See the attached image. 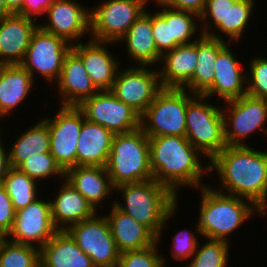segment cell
<instances>
[{
    "mask_svg": "<svg viewBox=\"0 0 267 267\" xmlns=\"http://www.w3.org/2000/svg\"><path fill=\"white\" fill-rule=\"evenodd\" d=\"M199 189L202 196L199 220L194 233H199L207 240L229 241V234L234 233L245 221L252 218L255 211L259 212V215H266L247 199L228 195L225 191L212 189L207 184Z\"/></svg>",
    "mask_w": 267,
    "mask_h": 267,
    "instance_id": "277c9868",
    "label": "cell"
},
{
    "mask_svg": "<svg viewBox=\"0 0 267 267\" xmlns=\"http://www.w3.org/2000/svg\"><path fill=\"white\" fill-rule=\"evenodd\" d=\"M115 190L122 192L126 205L118 200L113 205L146 226L161 242L167 221L178 210V196L154 179L120 184L114 187Z\"/></svg>",
    "mask_w": 267,
    "mask_h": 267,
    "instance_id": "3957f363",
    "label": "cell"
},
{
    "mask_svg": "<svg viewBox=\"0 0 267 267\" xmlns=\"http://www.w3.org/2000/svg\"><path fill=\"white\" fill-rule=\"evenodd\" d=\"M40 267H95L66 230H58L40 248Z\"/></svg>",
    "mask_w": 267,
    "mask_h": 267,
    "instance_id": "d4e9b609",
    "label": "cell"
},
{
    "mask_svg": "<svg viewBox=\"0 0 267 267\" xmlns=\"http://www.w3.org/2000/svg\"><path fill=\"white\" fill-rule=\"evenodd\" d=\"M195 95L182 88H163L140 115V128L148 137H186L187 105Z\"/></svg>",
    "mask_w": 267,
    "mask_h": 267,
    "instance_id": "52a82bcc",
    "label": "cell"
},
{
    "mask_svg": "<svg viewBox=\"0 0 267 267\" xmlns=\"http://www.w3.org/2000/svg\"><path fill=\"white\" fill-rule=\"evenodd\" d=\"M0 267H40V249L5 239L0 246Z\"/></svg>",
    "mask_w": 267,
    "mask_h": 267,
    "instance_id": "d6a6232c",
    "label": "cell"
},
{
    "mask_svg": "<svg viewBox=\"0 0 267 267\" xmlns=\"http://www.w3.org/2000/svg\"><path fill=\"white\" fill-rule=\"evenodd\" d=\"M115 134L85 119L77 143V166L105 167Z\"/></svg>",
    "mask_w": 267,
    "mask_h": 267,
    "instance_id": "603a6c76",
    "label": "cell"
},
{
    "mask_svg": "<svg viewBox=\"0 0 267 267\" xmlns=\"http://www.w3.org/2000/svg\"><path fill=\"white\" fill-rule=\"evenodd\" d=\"M12 13L7 9L4 0H0V21H2L4 18H7Z\"/></svg>",
    "mask_w": 267,
    "mask_h": 267,
    "instance_id": "7dc6e473",
    "label": "cell"
},
{
    "mask_svg": "<svg viewBox=\"0 0 267 267\" xmlns=\"http://www.w3.org/2000/svg\"><path fill=\"white\" fill-rule=\"evenodd\" d=\"M39 25L18 14L0 21V61L4 65L20 64Z\"/></svg>",
    "mask_w": 267,
    "mask_h": 267,
    "instance_id": "ffe728a7",
    "label": "cell"
},
{
    "mask_svg": "<svg viewBox=\"0 0 267 267\" xmlns=\"http://www.w3.org/2000/svg\"><path fill=\"white\" fill-rule=\"evenodd\" d=\"M149 155V137L140 127L115 134L105 166L112 185L116 187L153 179Z\"/></svg>",
    "mask_w": 267,
    "mask_h": 267,
    "instance_id": "5b68a950",
    "label": "cell"
},
{
    "mask_svg": "<svg viewBox=\"0 0 267 267\" xmlns=\"http://www.w3.org/2000/svg\"><path fill=\"white\" fill-rule=\"evenodd\" d=\"M150 168L153 179L168 187L176 196L180 187L205 186L201 181L209 173L203 166L200 152L183 136L149 137ZM188 185V186H187Z\"/></svg>",
    "mask_w": 267,
    "mask_h": 267,
    "instance_id": "7a4b0ae2",
    "label": "cell"
},
{
    "mask_svg": "<svg viewBox=\"0 0 267 267\" xmlns=\"http://www.w3.org/2000/svg\"><path fill=\"white\" fill-rule=\"evenodd\" d=\"M57 92L62 98V106H79L99 90L92 83L81 58L70 49L65 55Z\"/></svg>",
    "mask_w": 267,
    "mask_h": 267,
    "instance_id": "d6986e66",
    "label": "cell"
},
{
    "mask_svg": "<svg viewBox=\"0 0 267 267\" xmlns=\"http://www.w3.org/2000/svg\"><path fill=\"white\" fill-rule=\"evenodd\" d=\"M30 178L41 182L51 176H61L65 179V172L57 164L55 158L49 153L36 154L22 162L18 167Z\"/></svg>",
    "mask_w": 267,
    "mask_h": 267,
    "instance_id": "d590c367",
    "label": "cell"
},
{
    "mask_svg": "<svg viewBox=\"0 0 267 267\" xmlns=\"http://www.w3.org/2000/svg\"><path fill=\"white\" fill-rule=\"evenodd\" d=\"M4 3L12 14H18L22 10L23 0H4Z\"/></svg>",
    "mask_w": 267,
    "mask_h": 267,
    "instance_id": "bcb514c9",
    "label": "cell"
},
{
    "mask_svg": "<svg viewBox=\"0 0 267 267\" xmlns=\"http://www.w3.org/2000/svg\"><path fill=\"white\" fill-rule=\"evenodd\" d=\"M249 64L250 72L248 70L246 74L247 94L264 99L267 96V58L256 56Z\"/></svg>",
    "mask_w": 267,
    "mask_h": 267,
    "instance_id": "f35d334b",
    "label": "cell"
},
{
    "mask_svg": "<svg viewBox=\"0 0 267 267\" xmlns=\"http://www.w3.org/2000/svg\"><path fill=\"white\" fill-rule=\"evenodd\" d=\"M82 6L75 0H56L46 12L49 22L39 26L71 45L79 43L80 37L91 32L90 11Z\"/></svg>",
    "mask_w": 267,
    "mask_h": 267,
    "instance_id": "2e32d148",
    "label": "cell"
},
{
    "mask_svg": "<svg viewBox=\"0 0 267 267\" xmlns=\"http://www.w3.org/2000/svg\"><path fill=\"white\" fill-rule=\"evenodd\" d=\"M225 104L227 105H225V109L222 107V113L226 145H247L243 140L256 130L267 135V127H263L267 122L265 99L245 94L238 99L225 102Z\"/></svg>",
    "mask_w": 267,
    "mask_h": 267,
    "instance_id": "9c48e42d",
    "label": "cell"
},
{
    "mask_svg": "<svg viewBox=\"0 0 267 267\" xmlns=\"http://www.w3.org/2000/svg\"><path fill=\"white\" fill-rule=\"evenodd\" d=\"M209 163L221 189L251 201L264 214L267 208V151L248 145H227Z\"/></svg>",
    "mask_w": 267,
    "mask_h": 267,
    "instance_id": "6da1fadb",
    "label": "cell"
},
{
    "mask_svg": "<svg viewBox=\"0 0 267 267\" xmlns=\"http://www.w3.org/2000/svg\"><path fill=\"white\" fill-rule=\"evenodd\" d=\"M37 183L18 168L10 167L2 181L15 211L27 207L38 199Z\"/></svg>",
    "mask_w": 267,
    "mask_h": 267,
    "instance_id": "4dcf8cb0",
    "label": "cell"
},
{
    "mask_svg": "<svg viewBox=\"0 0 267 267\" xmlns=\"http://www.w3.org/2000/svg\"><path fill=\"white\" fill-rule=\"evenodd\" d=\"M178 45L161 57L160 82L163 88H182L193 76L198 64V39Z\"/></svg>",
    "mask_w": 267,
    "mask_h": 267,
    "instance_id": "7402d4cb",
    "label": "cell"
},
{
    "mask_svg": "<svg viewBox=\"0 0 267 267\" xmlns=\"http://www.w3.org/2000/svg\"><path fill=\"white\" fill-rule=\"evenodd\" d=\"M233 54L228 44L218 53L213 84L202 95L208 98L218 95L223 102H228L247 94L246 73H242V67Z\"/></svg>",
    "mask_w": 267,
    "mask_h": 267,
    "instance_id": "ac0fdd59",
    "label": "cell"
},
{
    "mask_svg": "<svg viewBox=\"0 0 267 267\" xmlns=\"http://www.w3.org/2000/svg\"><path fill=\"white\" fill-rule=\"evenodd\" d=\"M148 0H105L90 9L92 38L95 41L119 42L147 9Z\"/></svg>",
    "mask_w": 267,
    "mask_h": 267,
    "instance_id": "ba28073f",
    "label": "cell"
},
{
    "mask_svg": "<svg viewBox=\"0 0 267 267\" xmlns=\"http://www.w3.org/2000/svg\"><path fill=\"white\" fill-rule=\"evenodd\" d=\"M155 4L161 6L162 9L152 14V33L157 51L163 55L174 49L172 8L162 4L159 0H155Z\"/></svg>",
    "mask_w": 267,
    "mask_h": 267,
    "instance_id": "e575fe53",
    "label": "cell"
},
{
    "mask_svg": "<svg viewBox=\"0 0 267 267\" xmlns=\"http://www.w3.org/2000/svg\"><path fill=\"white\" fill-rule=\"evenodd\" d=\"M6 239V236L3 235L1 232H0V246H1V243Z\"/></svg>",
    "mask_w": 267,
    "mask_h": 267,
    "instance_id": "c3c4849f",
    "label": "cell"
},
{
    "mask_svg": "<svg viewBox=\"0 0 267 267\" xmlns=\"http://www.w3.org/2000/svg\"><path fill=\"white\" fill-rule=\"evenodd\" d=\"M197 237L198 235L195 236V234L191 230H180L173 237L171 257L174 258V260L181 262L183 260H189V258L191 259V257L197 251L199 245Z\"/></svg>",
    "mask_w": 267,
    "mask_h": 267,
    "instance_id": "60d3db41",
    "label": "cell"
},
{
    "mask_svg": "<svg viewBox=\"0 0 267 267\" xmlns=\"http://www.w3.org/2000/svg\"><path fill=\"white\" fill-rule=\"evenodd\" d=\"M108 44L109 42L90 39L87 43L79 42L71 46L81 58L87 74L99 91L110 90L118 69H121L117 58L108 51Z\"/></svg>",
    "mask_w": 267,
    "mask_h": 267,
    "instance_id": "e0dca14e",
    "label": "cell"
},
{
    "mask_svg": "<svg viewBox=\"0 0 267 267\" xmlns=\"http://www.w3.org/2000/svg\"><path fill=\"white\" fill-rule=\"evenodd\" d=\"M65 180L97 211L113 193L114 186L105 167L75 166L65 172ZM102 203V204H101ZM100 205V206H99Z\"/></svg>",
    "mask_w": 267,
    "mask_h": 267,
    "instance_id": "cb8c5ba5",
    "label": "cell"
},
{
    "mask_svg": "<svg viewBox=\"0 0 267 267\" xmlns=\"http://www.w3.org/2000/svg\"><path fill=\"white\" fill-rule=\"evenodd\" d=\"M230 241L209 239L198 246L187 267H225L228 264Z\"/></svg>",
    "mask_w": 267,
    "mask_h": 267,
    "instance_id": "836d02e7",
    "label": "cell"
},
{
    "mask_svg": "<svg viewBox=\"0 0 267 267\" xmlns=\"http://www.w3.org/2000/svg\"><path fill=\"white\" fill-rule=\"evenodd\" d=\"M56 0H23L22 10L18 15L34 21L46 14L50 5Z\"/></svg>",
    "mask_w": 267,
    "mask_h": 267,
    "instance_id": "7bdbcfd3",
    "label": "cell"
},
{
    "mask_svg": "<svg viewBox=\"0 0 267 267\" xmlns=\"http://www.w3.org/2000/svg\"><path fill=\"white\" fill-rule=\"evenodd\" d=\"M65 39L44 31L40 26L33 32L30 44L20 65L35 78V73L49 83L61 74L65 55L71 49Z\"/></svg>",
    "mask_w": 267,
    "mask_h": 267,
    "instance_id": "8fae6325",
    "label": "cell"
},
{
    "mask_svg": "<svg viewBox=\"0 0 267 267\" xmlns=\"http://www.w3.org/2000/svg\"><path fill=\"white\" fill-rule=\"evenodd\" d=\"M131 66L124 70L118 69L110 91L141 115L163 87L157 68L150 69L148 65Z\"/></svg>",
    "mask_w": 267,
    "mask_h": 267,
    "instance_id": "7c38bea8",
    "label": "cell"
},
{
    "mask_svg": "<svg viewBox=\"0 0 267 267\" xmlns=\"http://www.w3.org/2000/svg\"><path fill=\"white\" fill-rule=\"evenodd\" d=\"M199 19L200 18L196 13L172 8L174 48L178 45H186L195 41H191V39L194 37L193 35H195V33H198L197 24Z\"/></svg>",
    "mask_w": 267,
    "mask_h": 267,
    "instance_id": "74e56055",
    "label": "cell"
},
{
    "mask_svg": "<svg viewBox=\"0 0 267 267\" xmlns=\"http://www.w3.org/2000/svg\"><path fill=\"white\" fill-rule=\"evenodd\" d=\"M207 99L204 95L196 94L188 102L186 138L210 162L227 145L222 107L208 104Z\"/></svg>",
    "mask_w": 267,
    "mask_h": 267,
    "instance_id": "8992f818",
    "label": "cell"
},
{
    "mask_svg": "<svg viewBox=\"0 0 267 267\" xmlns=\"http://www.w3.org/2000/svg\"><path fill=\"white\" fill-rule=\"evenodd\" d=\"M145 10L144 13L128 29L119 40L126 42L127 55L136 65H158L162 55L157 51L152 33V13Z\"/></svg>",
    "mask_w": 267,
    "mask_h": 267,
    "instance_id": "4316f807",
    "label": "cell"
},
{
    "mask_svg": "<svg viewBox=\"0 0 267 267\" xmlns=\"http://www.w3.org/2000/svg\"><path fill=\"white\" fill-rule=\"evenodd\" d=\"M162 4L166 5L167 7L189 11L196 13L200 16L206 6L207 0H159Z\"/></svg>",
    "mask_w": 267,
    "mask_h": 267,
    "instance_id": "ee69618b",
    "label": "cell"
},
{
    "mask_svg": "<svg viewBox=\"0 0 267 267\" xmlns=\"http://www.w3.org/2000/svg\"><path fill=\"white\" fill-rule=\"evenodd\" d=\"M11 148H8L10 167L17 168L22 162L36 154L50 152V132L47 123L40 119L24 133L17 137Z\"/></svg>",
    "mask_w": 267,
    "mask_h": 267,
    "instance_id": "f546056e",
    "label": "cell"
},
{
    "mask_svg": "<svg viewBox=\"0 0 267 267\" xmlns=\"http://www.w3.org/2000/svg\"><path fill=\"white\" fill-rule=\"evenodd\" d=\"M235 1L236 0H207L205 9L199 16V22H202V24L200 23L199 25V29H202L199 30L200 33L209 35L211 33L210 26L213 25L215 29L218 25H226L227 9L229 6H232Z\"/></svg>",
    "mask_w": 267,
    "mask_h": 267,
    "instance_id": "ab89813d",
    "label": "cell"
},
{
    "mask_svg": "<svg viewBox=\"0 0 267 267\" xmlns=\"http://www.w3.org/2000/svg\"><path fill=\"white\" fill-rule=\"evenodd\" d=\"M57 115L43 120L50 132V154L66 172L77 166V143L83 124V112L77 106H62Z\"/></svg>",
    "mask_w": 267,
    "mask_h": 267,
    "instance_id": "4fadbf2b",
    "label": "cell"
},
{
    "mask_svg": "<svg viewBox=\"0 0 267 267\" xmlns=\"http://www.w3.org/2000/svg\"><path fill=\"white\" fill-rule=\"evenodd\" d=\"M16 211L7 194L6 188L0 183V232L7 236L14 223Z\"/></svg>",
    "mask_w": 267,
    "mask_h": 267,
    "instance_id": "b9f144b4",
    "label": "cell"
},
{
    "mask_svg": "<svg viewBox=\"0 0 267 267\" xmlns=\"http://www.w3.org/2000/svg\"><path fill=\"white\" fill-rule=\"evenodd\" d=\"M34 85L32 75L20 64L4 65L0 70V117L19 107Z\"/></svg>",
    "mask_w": 267,
    "mask_h": 267,
    "instance_id": "f1b7e54d",
    "label": "cell"
},
{
    "mask_svg": "<svg viewBox=\"0 0 267 267\" xmlns=\"http://www.w3.org/2000/svg\"><path fill=\"white\" fill-rule=\"evenodd\" d=\"M55 199L50 200L51 218L57 230L92 218L98 213L90 203L65 179Z\"/></svg>",
    "mask_w": 267,
    "mask_h": 267,
    "instance_id": "44dd1931",
    "label": "cell"
},
{
    "mask_svg": "<svg viewBox=\"0 0 267 267\" xmlns=\"http://www.w3.org/2000/svg\"><path fill=\"white\" fill-rule=\"evenodd\" d=\"M108 220L111 233L120 253L138 250L157 242V237L144 225L125 214L113 204Z\"/></svg>",
    "mask_w": 267,
    "mask_h": 267,
    "instance_id": "484cf974",
    "label": "cell"
},
{
    "mask_svg": "<svg viewBox=\"0 0 267 267\" xmlns=\"http://www.w3.org/2000/svg\"><path fill=\"white\" fill-rule=\"evenodd\" d=\"M1 138L2 137H0V183H2L4 177L7 175V172L10 169L8 151L6 148H4Z\"/></svg>",
    "mask_w": 267,
    "mask_h": 267,
    "instance_id": "f6af8a7d",
    "label": "cell"
},
{
    "mask_svg": "<svg viewBox=\"0 0 267 267\" xmlns=\"http://www.w3.org/2000/svg\"><path fill=\"white\" fill-rule=\"evenodd\" d=\"M4 66V64L0 61V70Z\"/></svg>",
    "mask_w": 267,
    "mask_h": 267,
    "instance_id": "681fc988",
    "label": "cell"
},
{
    "mask_svg": "<svg viewBox=\"0 0 267 267\" xmlns=\"http://www.w3.org/2000/svg\"><path fill=\"white\" fill-rule=\"evenodd\" d=\"M71 225L66 231L79 248L88 255L95 267H117L120 252L105 215Z\"/></svg>",
    "mask_w": 267,
    "mask_h": 267,
    "instance_id": "30bf717a",
    "label": "cell"
},
{
    "mask_svg": "<svg viewBox=\"0 0 267 267\" xmlns=\"http://www.w3.org/2000/svg\"><path fill=\"white\" fill-rule=\"evenodd\" d=\"M221 35L211 31L209 35L200 33L198 38V64L195 68L192 78L182 87L189 89L190 93L203 94L214 80V65L218 53L229 42L224 41Z\"/></svg>",
    "mask_w": 267,
    "mask_h": 267,
    "instance_id": "83f0119b",
    "label": "cell"
},
{
    "mask_svg": "<svg viewBox=\"0 0 267 267\" xmlns=\"http://www.w3.org/2000/svg\"><path fill=\"white\" fill-rule=\"evenodd\" d=\"M158 244L120 253L117 267H165L167 259L158 253Z\"/></svg>",
    "mask_w": 267,
    "mask_h": 267,
    "instance_id": "8d00e7d4",
    "label": "cell"
},
{
    "mask_svg": "<svg viewBox=\"0 0 267 267\" xmlns=\"http://www.w3.org/2000/svg\"><path fill=\"white\" fill-rule=\"evenodd\" d=\"M57 231L51 218L50 201L38 198L27 207L16 211L14 223L6 239L40 249Z\"/></svg>",
    "mask_w": 267,
    "mask_h": 267,
    "instance_id": "9a60e30c",
    "label": "cell"
},
{
    "mask_svg": "<svg viewBox=\"0 0 267 267\" xmlns=\"http://www.w3.org/2000/svg\"><path fill=\"white\" fill-rule=\"evenodd\" d=\"M78 108L85 119L95 122L114 134L131 132L140 127V114L116 98L110 90L98 91Z\"/></svg>",
    "mask_w": 267,
    "mask_h": 267,
    "instance_id": "5bb4252c",
    "label": "cell"
},
{
    "mask_svg": "<svg viewBox=\"0 0 267 267\" xmlns=\"http://www.w3.org/2000/svg\"><path fill=\"white\" fill-rule=\"evenodd\" d=\"M255 0H236L232 6H229L226 13V25H218L215 30L224 33L228 42H237L242 38L244 29H246L252 12L255 10Z\"/></svg>",
    "mask_w": 267,
    "mask_h": 267,
    "instance_id": "1f68e13d",
    "label": "cell"
}]
</instances>
